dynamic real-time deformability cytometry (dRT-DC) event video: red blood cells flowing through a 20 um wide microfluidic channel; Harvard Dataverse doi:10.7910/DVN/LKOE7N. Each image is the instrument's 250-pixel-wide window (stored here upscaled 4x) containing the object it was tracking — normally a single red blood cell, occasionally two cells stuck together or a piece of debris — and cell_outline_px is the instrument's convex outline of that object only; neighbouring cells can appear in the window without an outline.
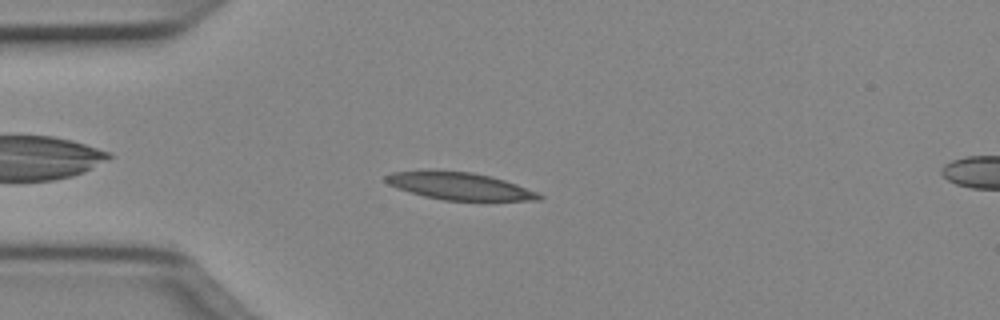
{"species": "Egyptian fruit bat (a non-hibernating species)", "species_latin": "Rousettus aegyptiacus", "temperature_condition": "cold", "stored_images_in_passage": 8, "camera_frame_rate_fps": 3000, "um_per_image_px": 0.085, "animal": {"sex": "female"}, "frame": {"image": 1, "passage_image": 5, "time_ms": 1.333, "image_size_px": [1000, 320], "cell_outline_px": [[544, 196], [540, 200], [444, 200], [424, 196], [396, 188], [388, 184], [384, 180], [384, 176], [392, 172], [428, 168], [432, 168], [472, 172], [504, 180], [516, 184], [536, 192]], "centroid_in_image_um": [38.94, 15.78], "position_along_channel_um": 46.1, "area_um2": 24.8}}